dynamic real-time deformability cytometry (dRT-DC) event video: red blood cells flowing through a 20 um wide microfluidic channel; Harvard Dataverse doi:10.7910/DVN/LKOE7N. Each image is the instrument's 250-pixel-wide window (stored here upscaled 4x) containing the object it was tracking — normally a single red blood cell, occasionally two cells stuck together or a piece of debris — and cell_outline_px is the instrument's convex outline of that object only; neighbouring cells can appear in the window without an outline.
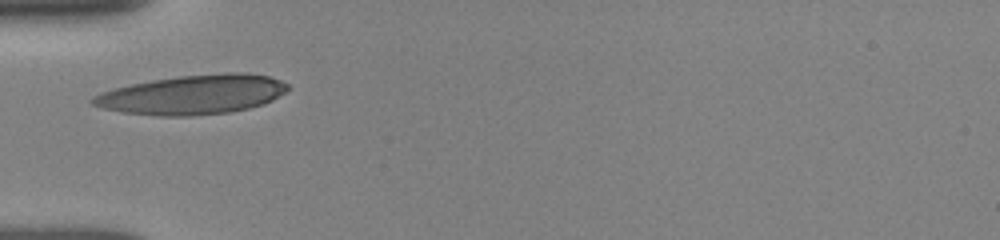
{"species": "human", "species_latin": "Homo sapiens", "temperature_condition": "room temperature", "stored_images_in_passage": 6, "camera_frame_rate_fps": 3000, "um_per_image_px": 0.085, "donor": {"sex": "female"}, "frame": {"image": 1, "passage_image": 1, "time_ms": 0.0, "image_size_px": [1000, 240], "cell_outline_px": [[288, 88], [284, 92], [272, 100], [264, 104], [248, 108], [228, 112], [188, 116], [160, 116], [124, 112], [104, 108], [92, 104], [88, 100], [92, 96], [100, 92], [132, 84], [152, 80], [180, 76], [228, 72], [244, 72], [268, 76], [280, 80], [288, 84]], "centroid_in_image_um": [16.37, 8.04], "position_along_channel_um": 68.6, "area_um2": 44.51}}
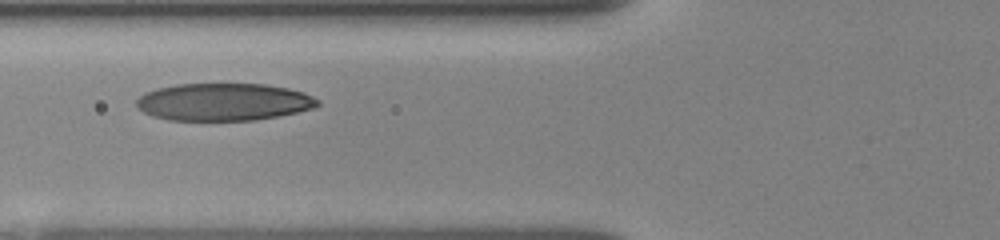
{"frame": {"image": 2, "passage_image": 5, "time_ms": 1.0, "image_size_px": [1000, 240], "cell_outline_px": [[320, 104], [316, 108], [256, 120], [168, 120], [152, 116], [136, 108], [136, 100], [144, 92], [156, 88], [176, 84], [264, 84], [288, 88], [304, 92], [320, 100]], "centroid_in_image_um": [18.99, 8.66], "position_along_channel_um": 106.8, "area_um2": 39.77}}